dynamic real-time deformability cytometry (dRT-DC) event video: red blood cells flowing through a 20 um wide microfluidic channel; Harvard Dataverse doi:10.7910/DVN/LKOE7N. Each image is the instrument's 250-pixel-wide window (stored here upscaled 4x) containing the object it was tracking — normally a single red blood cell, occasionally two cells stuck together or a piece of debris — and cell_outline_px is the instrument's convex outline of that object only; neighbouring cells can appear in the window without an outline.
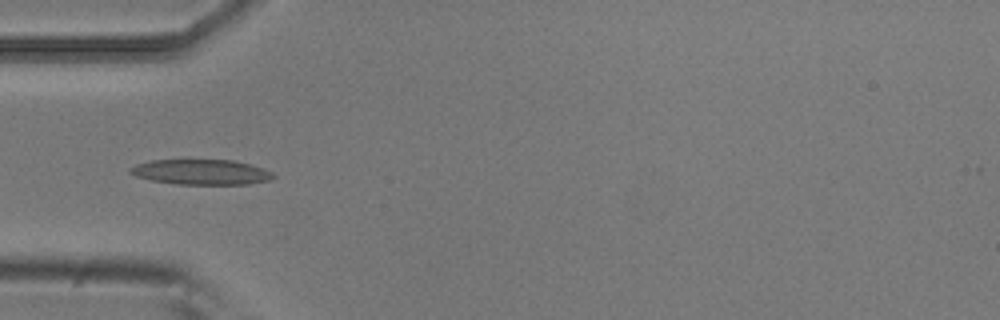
{"species": "common noctule bat (a hibernating species)", "species_latin": "Nyctalus noctula", "temperature_condition": "room temperature", "stored_images_in_passage": 8, "camera_frame_rate_fps": 3000, "um_per_image_px": 0.085, "animal": {"sex": "male", "body_mass_g": 20.5, "forearm_length_mm": 52.5}, "frame": {"image": 1, "passage_image": 4, "time_ms": 1.0, "image_size_px": [1000, 320], "cell_outline_px": [[276, 176], [268, 180], [248, 184], [176, 184], [152, 180], [136, 176], [128, 172], [128, 168], [136, 164], [152, 160], [232, 160], [252, 164], [272, 172]], "centroid_in_image_um": [17.09, 14.62], "position_along_channel_um": 67.9, "area_um2": 20.98}}
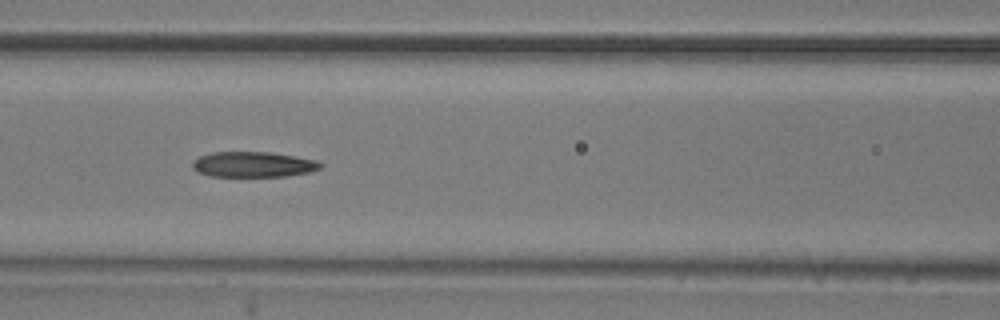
{"frame": {"image": 2, "passage_image": 6, "time_ms": 1.667, "image_size_px": [1000, 320], "cell_outline_px": [[324, 164], [320, 168], [308, 172], [288, 176], [208, 176], [196, 172], [192, 168], [192, 164], [200, 156], [212, 152], [268, 152], [316, 160]], "centroid_in_image_um": [21.5, 13.98], "position_along_channel_um": 145.1, "area_um2": 18.84}}
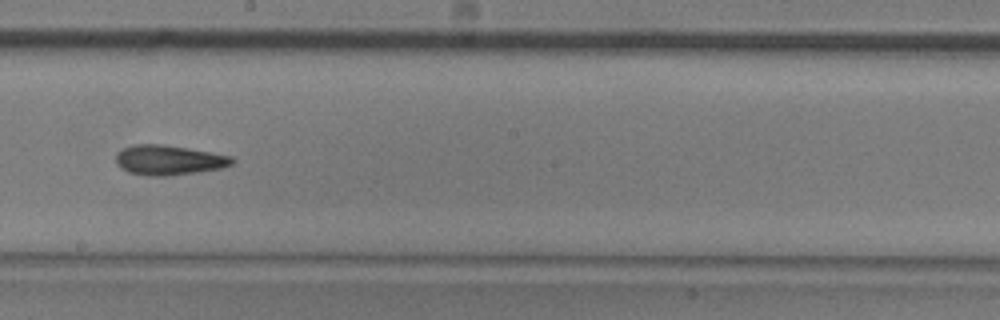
{"frame": {"image": 3, "passage_image": 8, "time_ms": 2.333, "image_size_px": [1000, 320], "cell_outline_px": [[236, 160], [232, 164], [220, 168], [196, 172], [168, 176], [148, 176], [128, 172], [120, 168], [116, 164], [116, 152], [132, 144], [160, 144], [188, 148], [232, 156]], "centroid_in_image_um": [14.31, 13.6], "position_along_channel_um": 233.9, "area_um2": 20.29}}